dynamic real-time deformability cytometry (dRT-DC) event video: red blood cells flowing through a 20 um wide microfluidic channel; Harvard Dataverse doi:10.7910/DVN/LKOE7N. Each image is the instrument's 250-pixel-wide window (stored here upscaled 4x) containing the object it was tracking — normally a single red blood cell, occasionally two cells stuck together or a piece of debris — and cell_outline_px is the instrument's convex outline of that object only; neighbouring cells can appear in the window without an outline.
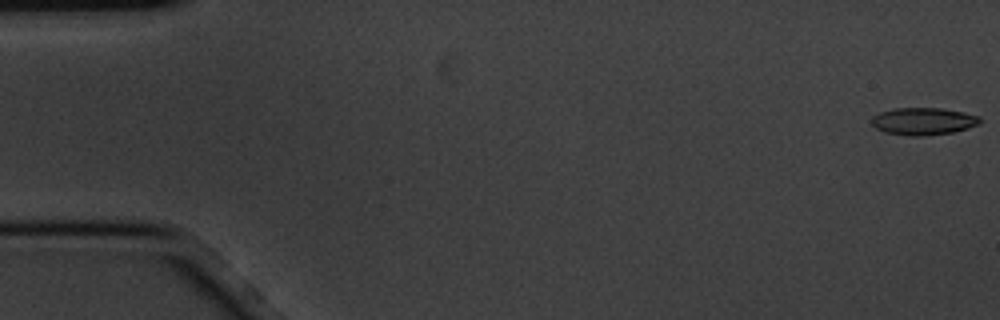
{"species": "common noctule bat (a hibernating species)", "species_latin": "Nyctalus noctula", "temperature_condition": "cold", "stored_images_in_passage": 7, "camera_frame_rate_fps": 3000, "um_per_image_px": 0.085, "animal": {"sex": "male", "body_mass_g": 20.1, "forearm_length_mm": 53.5}, "frame": {"image": 1, "passage_image": 1, "time_ms": 0.0, "image_size_px": [1000, 320], "cell_outline_px": [[980, 124], [968, 128], [952, 132], [924, 136], [908, 136], [884, 132], [876, 128], [872, 124], [872, 116], [880, 112], [896, 108], [940, 108], [964, 112], [980, 116]], "centroid_in_image_um": [78.48, 10.31], "position_along_channel_um": 6.5, "area_um2": 17.28}}
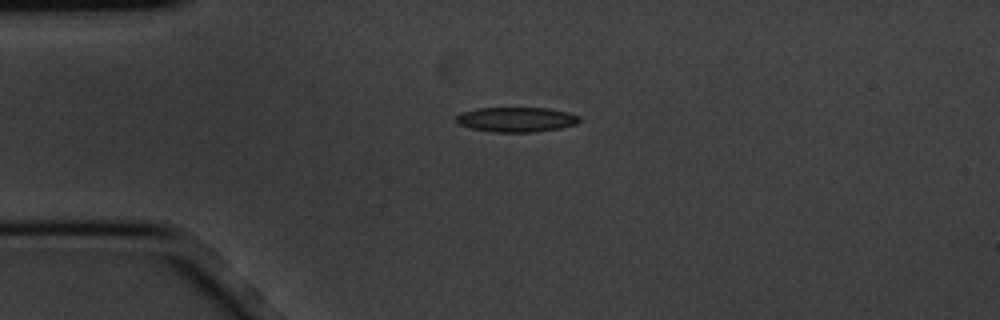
{"frame": {"image": 2, "passage_image": 5, "time_ms": 1.333, "image_size_px": [1000, 320], "cell_outline_px": [[580, 120], [576, 124], [560, 128], [536, 132], [492, 132], [472, 128], [460, 124], [456, 120], [456, 116], [460, 112], [476, 108], [548, 108], [568, 112], [580, 116]], "centroid_in_image_um": [43.9, 10.15], "position_along_channel_um": 41.1, "area_um2": 17.86}}
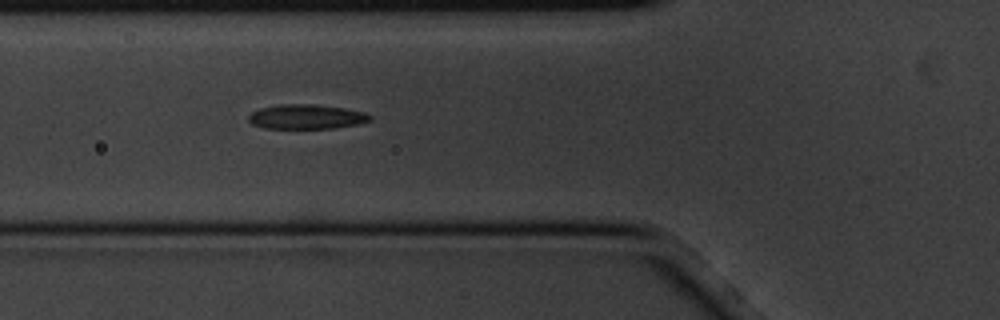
{"frame": {"image": 3, "passage_image": 7, "time_ms": 2.0, "image_size_px": [1000, 320], "cell_outline_px": [[372, 120], [356, 124], [336, 128], [264, 128], [252, 124], [248, 120], [248, 116], [252, 112], [260, 108], [280, 104], [312, 104], [344, 108], [364, 112], [372, 116]], "centroid_in_image_um": [26.03, 9.92], "position_along_channel_um": 99.8, "area_um2": 17.34}}